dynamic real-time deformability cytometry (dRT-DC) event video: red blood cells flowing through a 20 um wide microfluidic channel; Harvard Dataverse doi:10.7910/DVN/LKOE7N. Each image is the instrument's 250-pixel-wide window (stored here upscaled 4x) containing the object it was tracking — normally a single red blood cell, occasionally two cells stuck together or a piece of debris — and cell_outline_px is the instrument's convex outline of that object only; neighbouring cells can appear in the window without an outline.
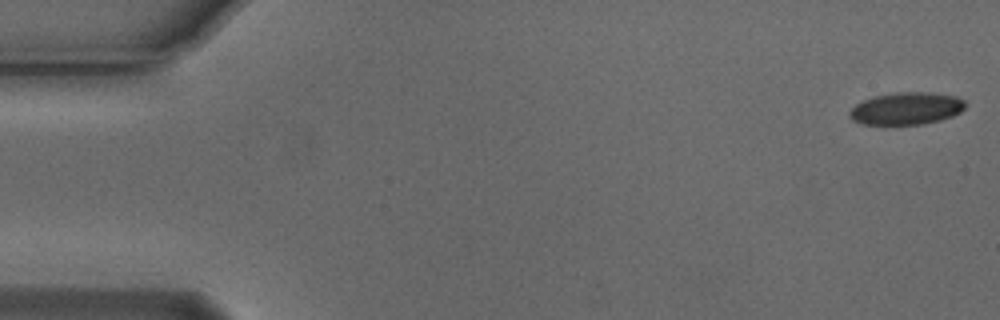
{"species": "Egyptian fruit bat (a non-hibernating species)", "species_latin": "Rousettus aegyptiacus", "temperature_condition": "cold", "stored_images_in_passage": 5, "camera_frame_rate_fps": 3000, "um_per_image_px": 0.085, "animal": {"sex": "male"}, "frame": {"image": 1, "passage_image": 1, "time_ms": 0.0, "image_size_px": [1000, 320], "cell_outline_px": [[964, 108], [960, 112], [952, 116], [940, 120], [920, 124], [864, 124], [852, 120], [848, 116], [848, 112], [856, 104], [864, 100], [876, 96], [896, 92], [924, 92], [956, 96], [964, 100]], "centroid_in_image_um": [77.02, 9.22], "position_along_channel_um": 8.0, "area_um2": 21.56}}